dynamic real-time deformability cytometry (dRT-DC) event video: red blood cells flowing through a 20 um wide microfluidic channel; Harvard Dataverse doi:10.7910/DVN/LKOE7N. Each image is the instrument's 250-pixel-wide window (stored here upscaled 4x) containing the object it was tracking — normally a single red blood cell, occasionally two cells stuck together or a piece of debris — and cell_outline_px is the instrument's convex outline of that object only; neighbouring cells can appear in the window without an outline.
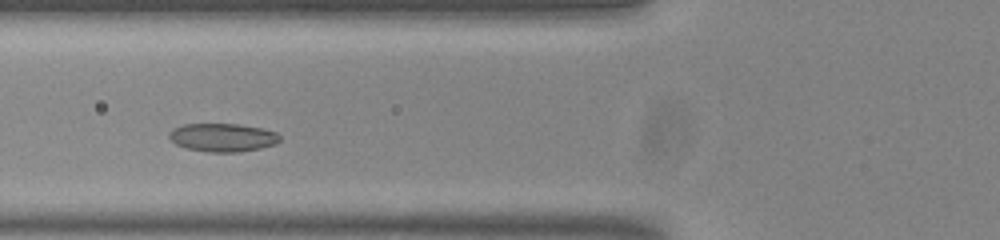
{"species": "common noctule bat (a hibernating species)", "species_latin": "Nyctalus noctula", "temperature_condition": "room temperature", "stored_images_in_passage": 17, "camera_frame_rate_fps": 3000, "um_per_image_px": 0.085, "animal": {"sex": "male", "body_mass_g": 20.0, "forearm_length_mm": 53.3}, "frame": {"image": 1, "passage_image": 6, "time_ms": 1.667, "image_size_px": [1000, 240], "cell_outline_px": [[280, 140], [276, 144], [260, 148], [236, 152], [208, 152], [188, 148], [176, 144], [168, 136], [168, 132], [172, 128], [184, 124], [240, 124], [264, 128], [276, 132], [280, 136]], "centroid_in_image_um": [18.93, 11.67], "position_along_channel_um": 106.9, "area_um2": 18.32}}
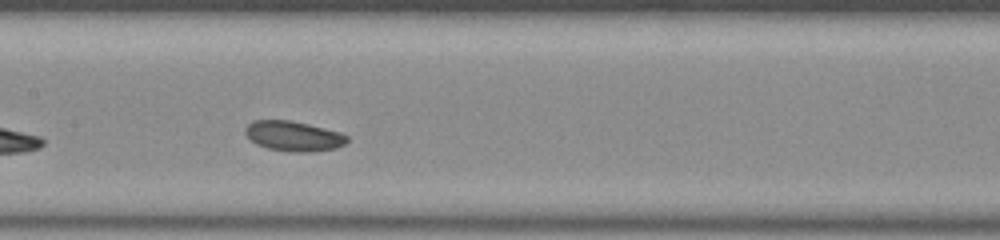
{"frame": {"image": 2, "passage_image": 12, "time_ms": 3.667, "image_size_px": [1000, 240], "cell_outline_px": [[348, 140], [344, 144], [336, 148], [312, 152], [292, 152], [268, 148], [256, 144], [244, 132], [244, 128], [252, 120], [288, 120], [308, 124], [340, 132], [348, 136]], "centroid_in_image_um": [24.95, 11.57], "position_along_channel_um": 182.5, "area_um2": 17.8}}